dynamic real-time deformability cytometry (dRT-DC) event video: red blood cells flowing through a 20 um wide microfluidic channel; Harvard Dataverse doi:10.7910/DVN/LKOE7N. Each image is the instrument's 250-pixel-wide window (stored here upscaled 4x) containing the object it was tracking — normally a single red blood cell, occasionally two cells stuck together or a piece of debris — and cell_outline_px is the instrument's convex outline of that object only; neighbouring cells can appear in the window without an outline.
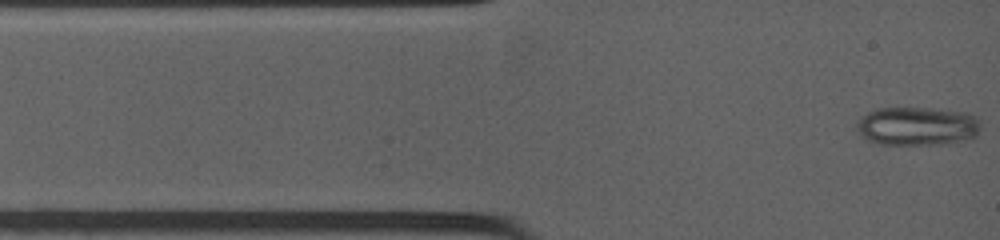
{"species": "common noctule bat (a hibernating species)", "species_latin": "Nyctalus noctula", "temperature_condition": "warm", "stored_images_in_passage": 7, "camera_frame_rate_fps": 4500, "um_per_image_px": 0.085, "animal": {"sex": "female", "body_mass_g": 19.0, "forearm_length_mm": 53.3}, "frame": {"image": 1, "passage_image": 1, "time_ms": 0.0, "image_size_px": [1000, 240], "cell_outline_px": [[976, 132], [972, 136], [948, 144], [876, 144], [860, 136], [860, 120], [868, 112], [880, 108], [924, 108], [960, 112], [976, 116]], "centroid_in_image_um": [77.9, 10.73], "position_along_channel_um": 7.1, "area_um2": 26.88}}
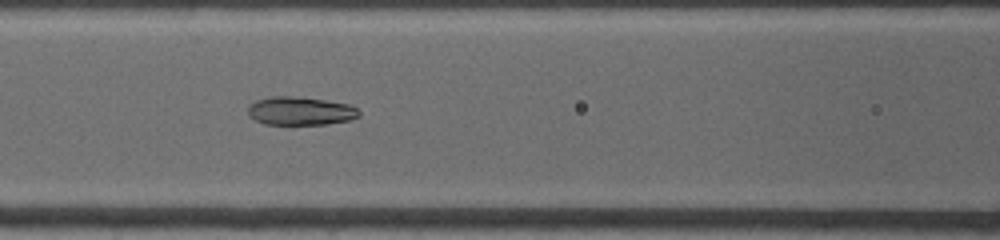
{"frame": {"image": 2, "passage_image": 7, "time_ms": 4.444, "image_size_px": [1000, 240], "cell_outline_px": [[360, 116], [348, 120], [324, 124], [264, 124], [256, 120], [248, 112], [248, 108], [256, 100], [272, 96], [292, 96], [324, 100], [348, 104], [356, 108], [360, 112]], "centroid_in_image_um": [25.54, 9.43], "position_along_channel_um": 141.1, "area_um2": 18.03}}